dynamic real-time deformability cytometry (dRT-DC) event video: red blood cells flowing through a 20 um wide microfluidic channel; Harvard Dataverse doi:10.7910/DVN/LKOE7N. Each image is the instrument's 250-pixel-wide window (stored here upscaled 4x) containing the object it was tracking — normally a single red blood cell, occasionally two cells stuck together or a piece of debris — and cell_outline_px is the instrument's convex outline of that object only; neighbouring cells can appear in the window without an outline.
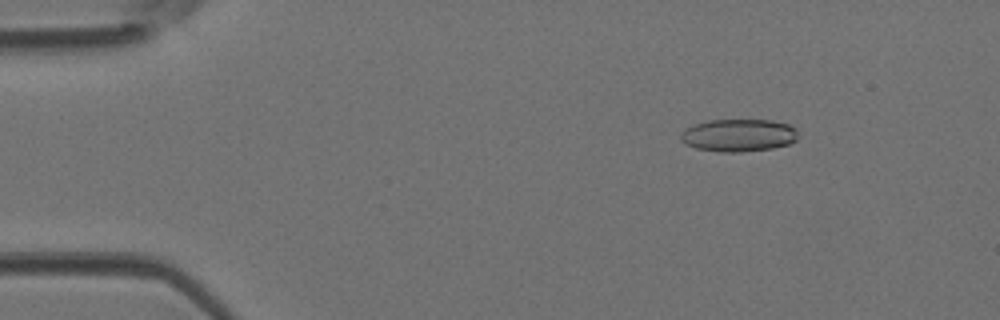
{"species": "Egyptian fruit bat (a non-hibernating species)", "species_latin": "Rousettus aegyptiacus", "temperature_condition": "room temperature", "stored_images_in_passage": 41, "camera_frame_rate_fps": 3000, "um_per_image_px": 0.085, "animal": {"sex": "female"}, "frame": {"image": 1, "passage_image": 2, "time_ms": 0.333, "image_size_px": [1000, 320], "cell_outline_px": [[800, 136], [796, 140], [788, 144], [772, 148], [740, 152], [720, 152], [696, 148], [680, 140], [680, 136], [684, 128], [692, 124], [708, 120], [772, 120], [788, 124], [796, 128]], "centroid_in_image_um": [62.79, 11.49], "position_along_channel_um": 22.2, "area_um2": 22.48}}
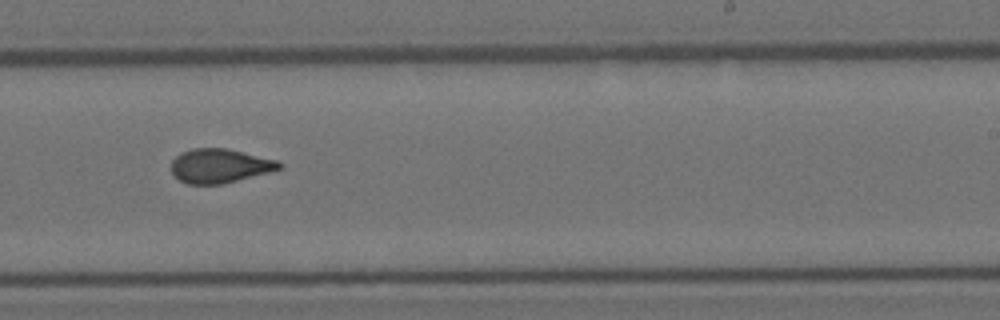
{"frame": {"image": 2, "passage_image": 24, "time_ms": 7.667, "image_size_px": [1000, 320], "cell_outline_px": [[284, 164], [280, 168], [268, 172], [224, 184], [188, 184], [180, 180], [172, 172], [172, 160], [180, 152], [192, 148], [228, 148], [276, 160]], "centroid_in_image_um": [18.67, 14.09], "position_along_channel_um": 270.3, "area_um2": 21.39}}
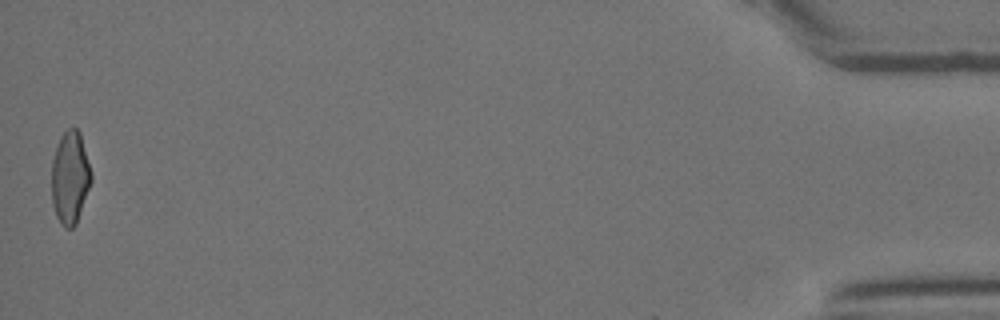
{"frame": {"image": 3, "passage_image": 41, "time_ms": 13.333, "image_size_px": [1000, 320], "cell_outline_px": [[92, 180], [76, 224], [72, 228], [64, 228], [56, 216], [52, 204], [52, 160], [60, 136], [68, 128], [76, 128], [80, 132], [92, 172]], "centroid_in_image_um": [5.96, 15.09], "position_along_channel_um": 429.2, "area_um2": 21.44}}